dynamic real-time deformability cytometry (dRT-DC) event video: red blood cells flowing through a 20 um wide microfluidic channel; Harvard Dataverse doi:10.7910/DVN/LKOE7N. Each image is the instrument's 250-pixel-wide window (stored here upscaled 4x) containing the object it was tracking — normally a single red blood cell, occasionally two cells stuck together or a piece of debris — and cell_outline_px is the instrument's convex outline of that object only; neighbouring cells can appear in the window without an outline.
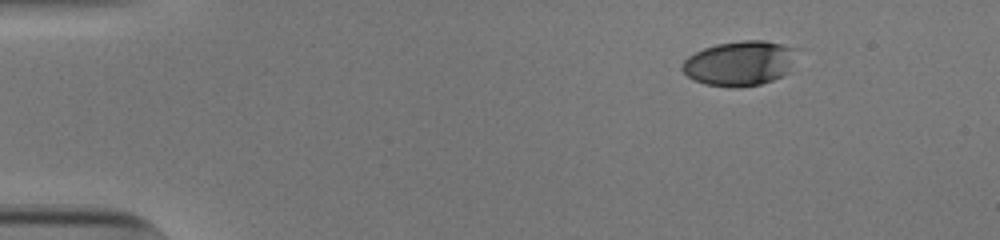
{"species": "human", "species_latin": "Homo sapiens", "temperature_condition": "cold", "stored_images_in_passage": 41, "camera_frame_rate_fps": 3000, "um_per_image_px": 0.085, "donor": {"sex": "male"}, "frame": {"image": 1, "passage_image": 1, "time_ms": 0.0, "image_size_px": [1000, 240], "cell_outline_px": [[800, 48], [792, 72], [772, 80], [760, 84], [736, 88], [732, 88], [704, 84], [692, 80], [680, 68], [680, 64], [688, 56], [704, 48], [716, 44], [744, 40], [764, 40]], "centroid_in_image_um": [62.94, 5.38], "position_along_channel_um": 22.1, "area_um2": 30.75}}
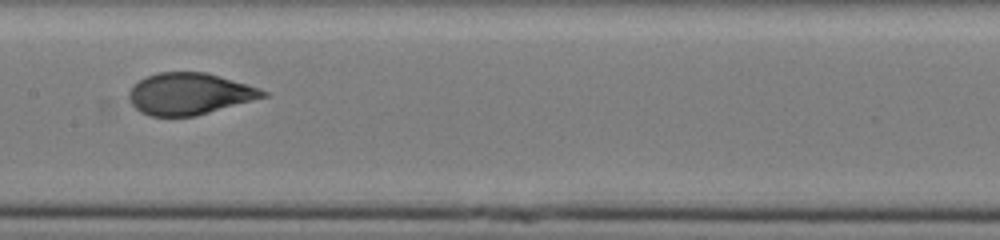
{"frame": {"image": 2, "passage_image": 22, "time_ms": 7.0, "image_size_px": [1000, 240], "cell_outline_px": [[268, 96], [196, 116], [148, 116], [140, 112], [132, 104], [128, 96], [128, 92], [140, 80], [156, 72], [204, 72], [260, 88], [268, 92]], "centroid_in_image_um": [16.1, 7.98], "position_along_channel_um": 191.3, "area_um2": 32.31}}
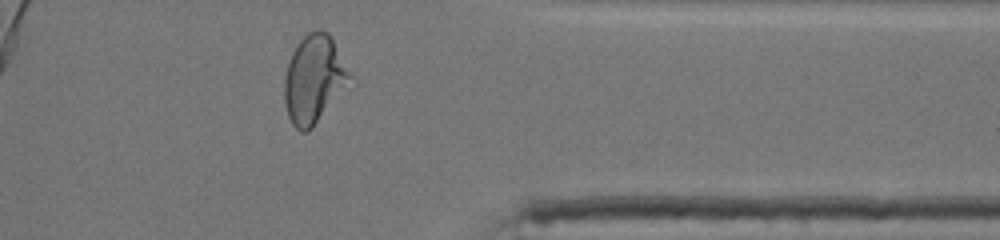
{"frame": {"image": 3, "passage_image": 38, "time_ms": 12.333, "image_size_px": [1000, 240], "cell_outline_px": [[356, 76], [312, 128], [308, 132], [300, 132], [292, 124], [288, 116], [284, 104], [284, 76], [292, 52], [300, 40], [308, 32], [316, 28], [320, 28], [328, 32]], "centroid_in_image_um": [26.73, 6.71], "position_along_channel_um": 384.7, "area_um2": 34.22}, "authors_computed_cell_mechanics": {"area_um2": 32.079, "velocity_mm_per_s": 3.8401, "shape_relaxation_time_tau1_ms": 3.263, "shape_relaxation_time_tau2_ms": 0.7343, "deformation_change_tau1": 0.1629, "deformation_change_tau2": 0.0624}}